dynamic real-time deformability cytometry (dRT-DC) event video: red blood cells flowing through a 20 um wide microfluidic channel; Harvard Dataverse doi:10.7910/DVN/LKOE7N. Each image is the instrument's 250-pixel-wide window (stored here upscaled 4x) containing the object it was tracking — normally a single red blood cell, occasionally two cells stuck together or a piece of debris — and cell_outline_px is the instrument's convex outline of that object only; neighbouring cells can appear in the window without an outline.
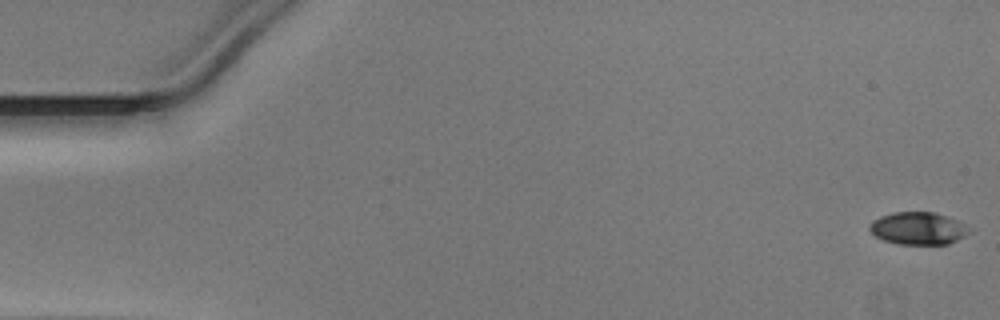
{"species": "Egyptian fruit bat (a non-hibernating species)", "species_latin": "Rousettus aegyptiacus", "temperature_condition": "warm", "stored_images_in_passage": 46, "camera_frame_rate_fps": 3000, "um_per_image_px": 0.085, "animal": {"sex": "male"}, "frame": {"image": 1, "passage_image": 1, "time_ms": 0.0, "image_size_px": [1000, 320], "cell_outline_px": [[968, 232], [964, 236], [948, 244], [896, 244], [884, 240], [876, 236], [868, 228], [868, 224], [872, 220], [880, 216], [892, 212], [936, 212], [956, 220]], "centroid_in_image_um": [77.94, 19.4], "position_along_channel_um": 7.1, "area_um2": 18.55}}
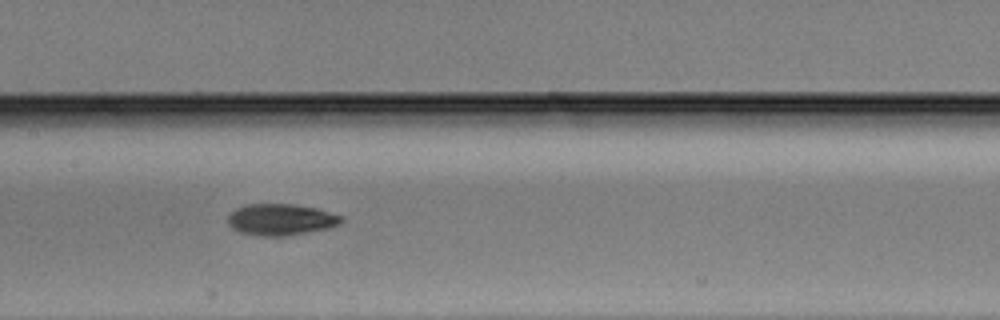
{"frame": {"image": 2, "passage_image": 25, "time_ms": 8.0, "image_size_px": [1000, 320], "cell_outline_px": [[344, 220], [340, 224], [328, 228], [280, 236], [260, 236], [240, 232], [232, 228], [228, 224], [228, 216], [236, 208], [244, 204], [292, 204], [316, 208], [344, 216]], "centroid_in_image_um": [23.87, 18.65], "position_along_channel_um": 183.5, "area_um2": 20.69}}
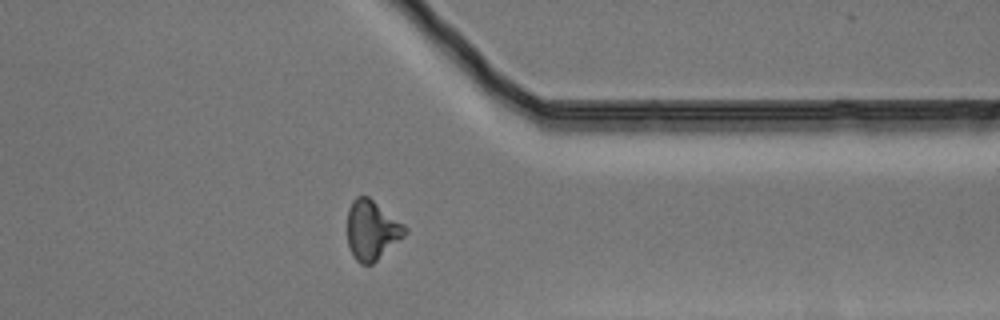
{"frame": {"image": 3, "passage_image": 40, "time_ms": 13.0, "image_size_px": [1000, 320], "cell_outline_px": [[408, 232], [404, 236], [372, 264], [360, 264], [352, 256], [348, 244], [348, 208], [352, 200], [356, 196], [368, 196], [404, 224], [408, 228]], "centroid_in_image_um": [31.6, 19.55], "position_along_channel_um": 379.8, "area_um2": 19.94}}